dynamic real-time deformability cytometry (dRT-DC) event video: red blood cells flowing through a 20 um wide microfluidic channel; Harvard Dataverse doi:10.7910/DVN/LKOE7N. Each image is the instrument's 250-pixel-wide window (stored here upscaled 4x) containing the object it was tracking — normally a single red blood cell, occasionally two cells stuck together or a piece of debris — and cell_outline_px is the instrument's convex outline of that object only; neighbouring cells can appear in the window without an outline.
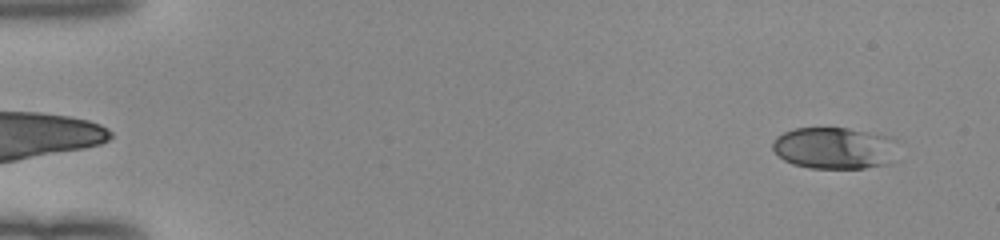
{"species": "human", "species_latin": "Homo sapiens", "temperature_condition": "room temperature", "stored_images_in_passage": 51, "camera_frame_rate_fps": 3000, "um_per_image_px": 0.085, "donor": {"sex": "female"}, "frame": {"image": 1, "passage_image": 3, "time_ms": 0.667, "image_size_px": [1000, 240], "cell_outline_px": [[896, 140], [888, 164], [864, 168], [808, 168], [792, 164], [784, 160], [772, 148], [772, 140], [776, 136], [784, 132], [796, 128], [848, 128], [896, 136]], "centroid_in_image_um": [70.9, 12.57], "position_along_channel_um": 14.1, "area_um2": 30.58}}
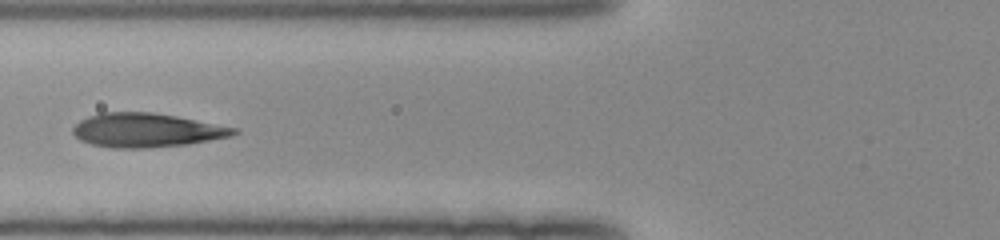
{"frame": {"image": 2, "passage_image": 21, "time_ms": 6.667, "image_size_px": [1000, 240], "cell_outline_px": [[240, 132], [232, 136], [188, 144], [148, 148], [112, 148], [92, 144], [80, 140], [72, 132], [72, 128], [80, 120], [88, 116], [100, 112], [152, 112], [176, 116], [240, 128]], "centroid_in_image_um": [12.48, 11.06], "position_along_channel_um": 113.3, "area_um2": 32.08}}
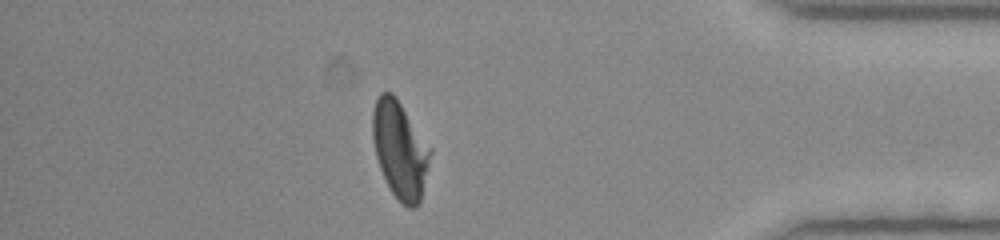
{"frame": {"image": 3, "passage_image": 45, "time_ms": 14.667, "image_size_px": [1000, 240], "cell_outline_px": [[432, 152], [420, 204], [416, 208], [408, 208], [392, 192], [380, 168], [376, 156], [372, 140], [372, 112], [376, 100], [380, 92], [392, 92], [396, 96], [432, 148]], "centroid_in_image_um": [34.01, 12.71], "position_along_channel_um": 401.2, "area_um2": 32.83}, "authors_computed_cell_mechanics": {"area_um2": 32.1368, "velocity_mm_per_s": 4.003, "shape_relaxation_time_tau1_ms": 4.1162, "shape_relaxation_time_tau2_ms": null, "deformation_change_tau1": 0.185, "deformation_change_tau2": null}}